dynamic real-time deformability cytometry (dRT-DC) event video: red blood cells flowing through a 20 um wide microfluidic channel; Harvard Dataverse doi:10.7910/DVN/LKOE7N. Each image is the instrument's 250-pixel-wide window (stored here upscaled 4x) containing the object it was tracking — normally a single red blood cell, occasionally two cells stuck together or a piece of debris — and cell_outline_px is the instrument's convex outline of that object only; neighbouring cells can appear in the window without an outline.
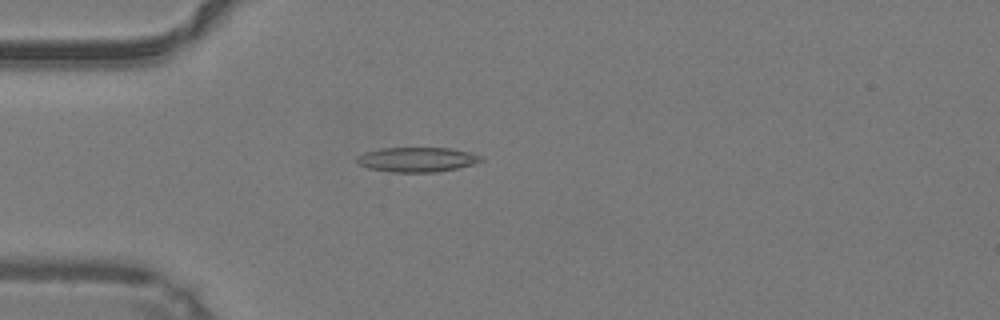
{"species": "common noctule bat (a hibernating species)", "species_latin": "Nyctalus noctula", "temperature_condition": "warm", "stored_images_in_passage": 48, "camera_frame_rate_fps": 3000, "um_per_image_px": 0.085, "animal": {"sex": "male", "body_mass_g": 19.2, "forearm_length_mm": 51.8}, "frame": {"image": 1, "passage_image": 13, "time_ms": 4.0, "image_size_px": [1000, 320], "cell_outline_px": [[484, 160], [472, 164], [456, 168], [436, 172], [392, 172], [368, 168], [356, 164], [356, 156], [364, 152], [380, 148], [452, 148], [472, 152], [484, 156]], "centroid_in_image_um": [35.44, 13.55], "position_along_channel_um": 49.6, "area_um2": 18.09}}
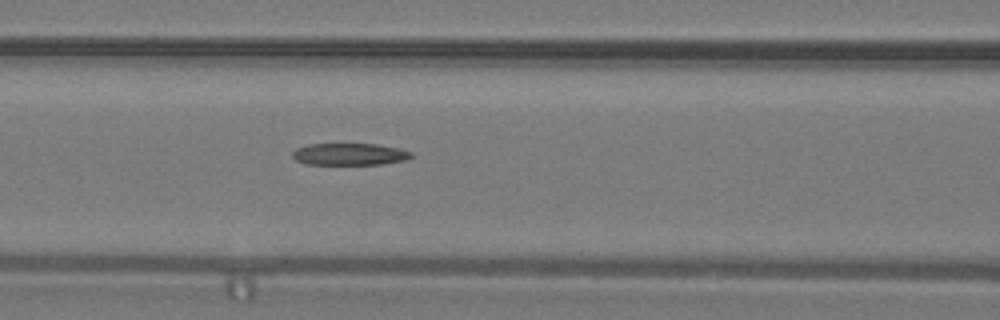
{"frame": {"image": 2, "passage_image": 20, "time_ms": 6.333, "image_size_px": [1000, 320], "cell_outline_px": [[412, 156], [408, 160], [380, 164], [308, 164], [296, 160], [292, 156], [292, 152], [296, 148], [308, 144], [376, 144], [400, 148], [412, 152]], "centroid_in_image_um": [29.74, 13.1], "position_along_channel_um": 136.9, "area_um2": 15.2}}
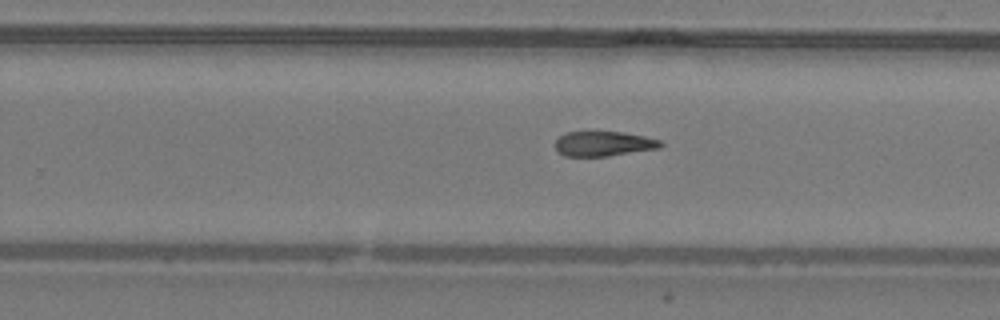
{"frame": {"image": 3, "passage_image": 30, "time_ms": 9.667, "image_size_px": [1000, 320], "cell_outline_px": [[664, 144], [660, 148], [608, 156], [564, 156], [556, 152], [556, 140], [564, 132], [624, 132], [644, 136], [660, 140]], "centroid_in_image_um": [51.3, 12.22], "position_along_channel_um": 278.5, "area_um2": 15.32}, "authors_computed_cell_mechanics": {"area_um2": 16.6464, "velocity_mm_per_s": 4.2714, "shape_relaxation_time_tau1_ms": null, "shape_relaxation_time_tau2_ms": 4.0332, "deformation_change_tau1": null, "deformation_change_tau2": 0.1413}}